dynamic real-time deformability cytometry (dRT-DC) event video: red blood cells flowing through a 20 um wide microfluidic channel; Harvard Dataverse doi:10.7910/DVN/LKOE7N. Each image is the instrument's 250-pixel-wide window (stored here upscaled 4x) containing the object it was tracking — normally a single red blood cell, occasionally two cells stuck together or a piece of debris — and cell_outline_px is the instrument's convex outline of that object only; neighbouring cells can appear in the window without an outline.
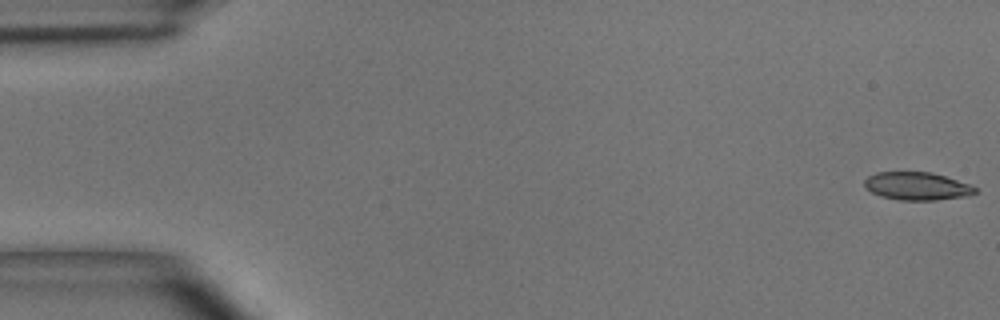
{"species": "common noctule bat (a hibernating species)", "species_latin": "Nyctalus noctula", "temperature_condition": "room temperature", "stored_images_in_passage": 49, "camera_frame_rate_fps": 3000, "um_per_image_px": 0.085, "animal": {"sex": "male", "body_mass_g": 15.6}, "frame": {"image": 1, "passage_image": 1, "time_ms": 0.0, "image_size_px": [1000, 320], "cell_outline_px": [[976, 192], [968, 196], [936, 200], [900, 200], [880, 196], [864, 188], [864, 180], [868, 176], [876, 172], [932, 172], [972, 184], [976, 188]], "centroid_in_image_um": [77.95, 15.82], "position_along_channel_um": 7.1, "area_um2": 18.21}}
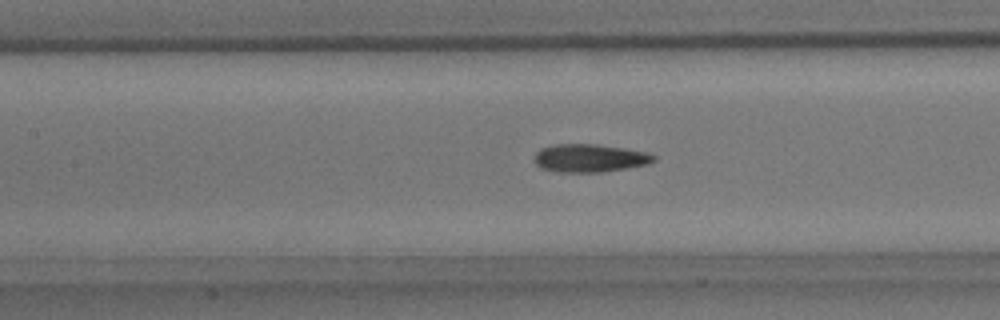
{"frame": {"image": 2, "passage_image": 22, "time_ms": 7.0, "image_size_px": [1000, 320], "cell_outline_px": [[656, 160], [648, 164], [600, 172], [556, 172], [540, 168], [536, 164], [536, 152], [540, 148], [556, 144], [596, 144], [648, 152], [656, 156]], "centroid_in_image_um": [50.12, 13.44], "position_along_channel_um": 157.3, "area_um2": 19.42}}
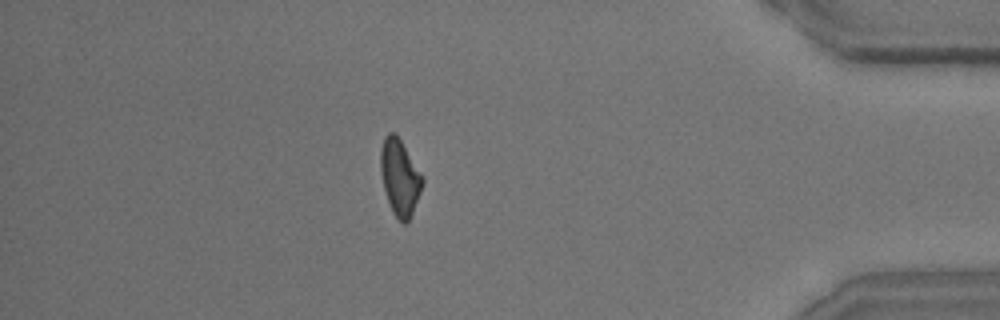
{"frame": {"image": 3, "passage_image": 43, "time_ms": 14.0, "image_size_px": [1000, 320], "cell_outline_px": [[424, 184], [412, 212], [408, 220], [404, 224], [392, 212], [384, 188], [380, 168], [380, 148], [384, 136], [388, 132], [392, 132], [400, 140], [424, 176]], "centroid_in_image_um": [33.98, 15.05], "position_along_channel_um": 401.2, "area_um2": 18.38}, "authors_computed_cell_mechanics": {"area_um2": 18.9006, "velocity_mm_per_s": 4.0734, "shape_relaxation_time_tau1_ms": 4.6605, "shape_relaxation_time_tau2_ms": 3.9592, "deformation_change_tau1": 0.1545, "deformation_change_tau2": 0.1282}}